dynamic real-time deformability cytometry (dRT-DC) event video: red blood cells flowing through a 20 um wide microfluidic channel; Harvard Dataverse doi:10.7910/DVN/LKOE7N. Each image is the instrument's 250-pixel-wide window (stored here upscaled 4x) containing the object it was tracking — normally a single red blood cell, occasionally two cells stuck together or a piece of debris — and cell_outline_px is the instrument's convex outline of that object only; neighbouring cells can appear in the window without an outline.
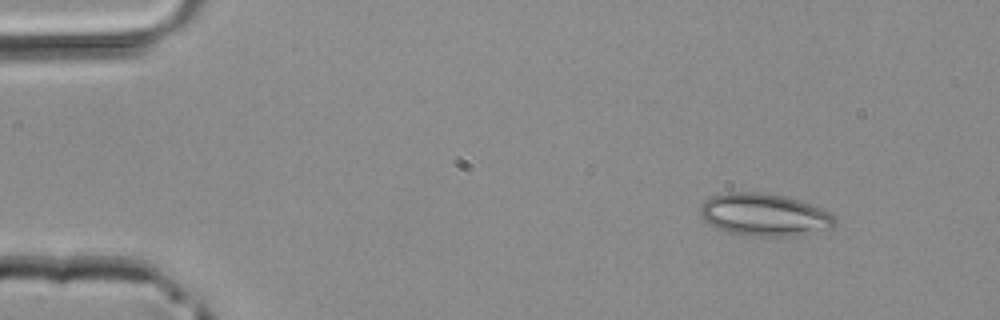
{"species": "common noctule bat (a hibernating species)", "species_latin": "Nyctalus noctula", "temperature_condition": "room temperature", "stored_images_in_passage": 3, "segment_of_instrument_passage": [1, 2], "camera_frame_rate_fps": 3000, "um_per_image_px": 0.085, "animal": {"sex": "male", "body_mass_g": 20.4}, "frame": {"image": 1, "passage_image": 1, "time_ms": 0.0, "image_size_px": [1000, 320], "cell_outline_px": [[836, 224], [832, 228], [804, 236], [756, 236], [732, 232], [720, 228], [704, 220], [700, 212], [700, 208], [704, 200], [712, 196], [724, 192], [764, 192], [784, 196], [800, 200], [820, 208], [836, 216]], "centroid_in_image_um": [65.04, 18.25], "position_along_channel_um": 20.0, "area_um2": 33.41}}